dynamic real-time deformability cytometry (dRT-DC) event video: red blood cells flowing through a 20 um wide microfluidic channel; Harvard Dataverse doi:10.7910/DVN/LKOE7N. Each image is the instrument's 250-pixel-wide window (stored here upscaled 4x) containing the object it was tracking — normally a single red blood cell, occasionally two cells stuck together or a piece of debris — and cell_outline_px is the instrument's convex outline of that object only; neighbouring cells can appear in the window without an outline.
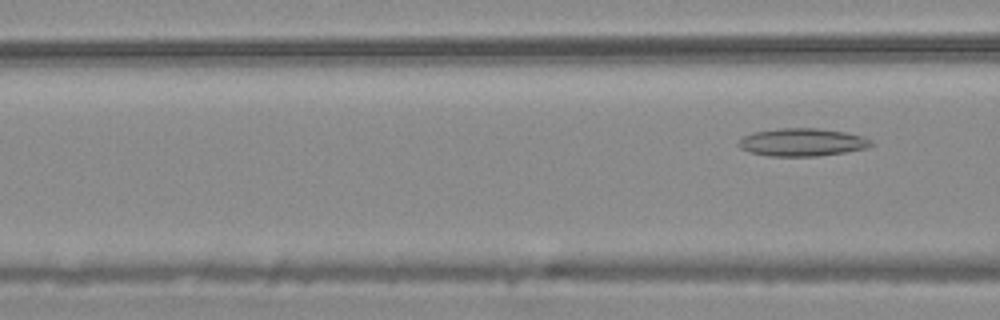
{"species": "common noctule bat (a hibernating species)", "species_latin": "Nyctalus noctula", "temperature_condition": "warm", "stored_images_in_passage": 7, "segment_of_instrument_passage": [2, 2], "camera_frame_rate_fps": 3000, "um_per_image_px": 0.085, "animal": {"sex": "male", "body_mass_g": 20.4}, "frame": {"image": 1, "passage_image": 7, "time_ms": 2.0, "image_size_px": [1000, 320], "cell_outline_px": [[872, 144], [868, 148], [820, 156], [768, 156], [748, 152], [740, 148], [736, 144], [744, 136], [752, 132], [780, 128], [816, 128], [844, 132], [864, 136], [872, 140]], "centroid_in_image_um": [68.17, 12.09], "position_along_channel_um": 98.4, "area_um2": 21.62}}